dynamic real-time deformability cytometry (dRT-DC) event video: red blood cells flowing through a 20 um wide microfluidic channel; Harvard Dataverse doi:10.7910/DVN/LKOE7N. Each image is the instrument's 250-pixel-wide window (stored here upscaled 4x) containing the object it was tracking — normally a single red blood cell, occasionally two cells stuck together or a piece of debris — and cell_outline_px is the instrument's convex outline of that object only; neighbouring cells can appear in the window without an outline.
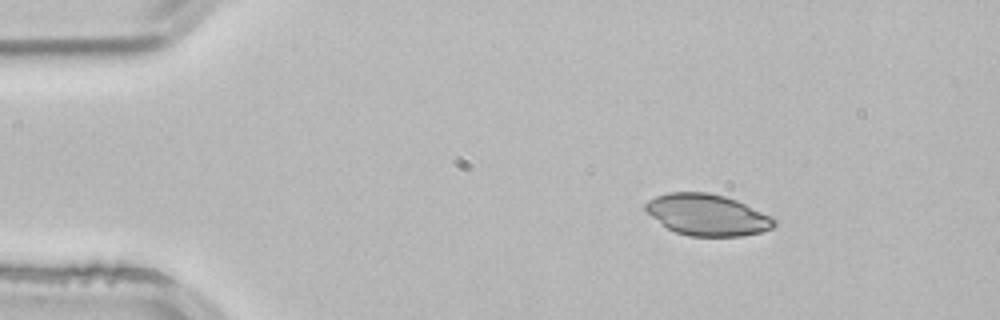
{"species": "common noctule bat (a hibernating species)", "species_latin": "Nyctalus noctula", "temperature_condition": "room temperature", "stored_images_in_passage": 2, "camera_frame_rate_fps": 3000, "um_per_image_px": 0.085, "animal": {"sex": "male", "body_mass_g": 21.5, "forearm_length_mm": 52.0}, "frame": {"image": 1, "passage_image": 1, "time_ms": 0.0, "image_size_px": [1000, 320], "cell_outline_px": [[776, 224], [772, 228], [760, 232], [744, 236], [688, 236], [676, 232], [668, 228], [644, 212], [644, 204], [648, 200], [656, 196], [668, 192], [708, 192], [724, 196], [736, 200], [772, 216], [776, 220]], "centroid_in_image_um": [60.1, 18.26], "position_along_channel_um": 24.9, "area_um2": 31.15}}